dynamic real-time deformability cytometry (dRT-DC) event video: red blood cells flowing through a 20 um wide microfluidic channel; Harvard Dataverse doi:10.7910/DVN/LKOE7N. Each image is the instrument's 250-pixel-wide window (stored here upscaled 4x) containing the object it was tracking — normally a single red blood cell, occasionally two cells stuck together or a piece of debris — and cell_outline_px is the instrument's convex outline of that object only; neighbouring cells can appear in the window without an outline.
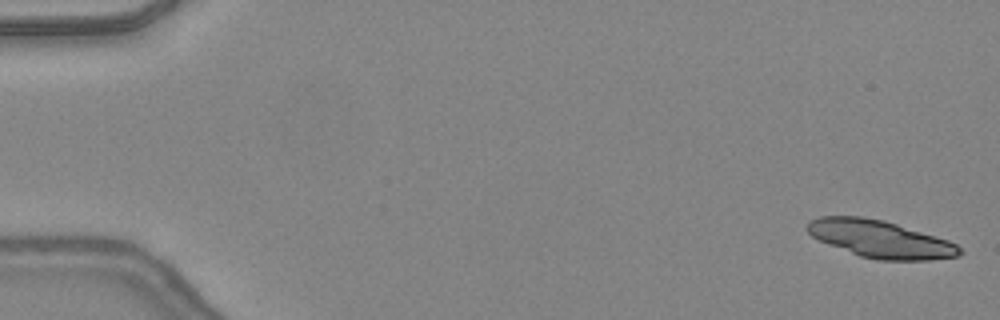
{"species": "common noctule bat (a hibernating species)", "species_latin": "Nyctalus noctula", "temperature_condition": "warm", "stored_images_in_passage": 21, "camera_frame_rate_fps": 3000, "um_per_image_px": 0.085, "animal": {"sex": "female", "body_mass_g": 24.6, "forearm_length_mm": 56.2}, "frame": {"image": 1, "passage_image": 1, "time_ms": 0.0, "image_size_px": [1000, 320], "cell_outline_px": [[964, 252], [960, 256], [928, 260], [876, 260], [860, 256], [828, 244], [812, 236], [808, 232], [808, 224], [812, 220], [820, 216], [860, 216], [884, 220], [948, 240], [956, 244]], "centroid_in_image_um": [74.85, 20.33], "position_along_channel_um": 10.1, "area_um2": 32.89}}